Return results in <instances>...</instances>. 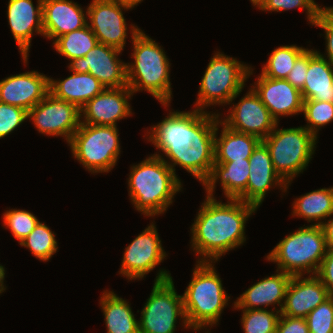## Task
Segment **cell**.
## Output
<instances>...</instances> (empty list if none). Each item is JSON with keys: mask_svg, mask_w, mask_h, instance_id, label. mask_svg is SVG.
<instances>
[{"mask_svg": "<svg viewBox=\"0 0 333 333\" xmlns=\"http://www.w3.org/2000/svg\"><path fill=\"white\" fill-rule=\"evenodd\" d=\"M194 109L191 112L172 111L160 123L147 131L148 141L164 152L161 157L175 172L179 165L191 173L202 184L209 177L214 164V138L217 122L216 113Z\"/></svg>", "mask_w": 333, "mask_h": 333, "instance_id": "cell-1", "label": "cell"}, {"mask_svg": "<svg viewBox=\"0 0 333 333\" xmlns=\"http://www.w3.org/2000/svg\"><path fill=\"white\" fill-rule=\"evenodd\" d=\"M227 203L207 197L192 224L191 247L199 254L198 262H217L245 241V223L258 209L239 199ZM209 258V259H208Z\"/></svg>", "mask_w": 333, "mask_h": 333, "instance_id": "cell-2", "label": "cell"}, {"mask_svg": "<svg viewBox=\"0 0 333 333\" xmlns=\"http://www.w3.org/2000/svg\"><path fill=\"white\" fill-rule=\"evenodd\" d=\"M134 63H127V84L133 93L144 90L168 107L172 99L170 62L162 47L133 24Z\"/></svg>", "mask_w": 333, "mask_h": 333, "instance_id": "cell-3", "label": "cell"}, {"mask_svg": "<svg viewBox=\"0 0 333 333\" xmlns=\"http://www.w3.org/2000/svg\"><path fill=\"white\" fill-rule=\"evenodd\" d=\"M128 178L130 200L136 210L151 217L166 212L174 195L181 188V181L161 157L150 155L131 166Z\"/></svg>", "mask_w": 333, "mask_h": 333, "instance_id": "cell-4", "label": "cell"}, {"mask_svg": "<svg viewBox=\"0 0 333 333\" xmlns=\"http://www.w3.org/2000/svg\"><path fill=\"white\" fill-rule=\"evenodd\" d=\"M214 265L213 262L197 261L192 280L182 295L187 323L195 331L216 325L228 305L230 296Z\"/></svg>", "mask_w": 333, "mask_h": 333, "instance_id": "cell-5", "label": "cell"}, {"mask_svg": "<svg viewBox=\"0 0 333 333\" xmlns=\"http://www.w3.org/2000/svg\"><path fill=\"white\" fill-rule=\"evenodd\" d=\"M327 245L321 225L300 227L281 240L266 256L277 264V270L291 276L317 274Z\"/></svg>", "mask_w": 333, "mask_h": 333, "instance_id": "cell-6", "label": "cell"}, {"mask_svg": "<svg viewBox=\"0 0 333 333\" xmlns=\"http://www.w3.org/2000/svg\"><path fill=\"white\" fill-rule=\"evenodd\" d=\"M253 69L235 58L215 52L200 82L195 109L210 105H229L243 90Z\"/></svg>", "mask_w": 333, "mask_h": 333, "instance_id": "cell-7", "label": "cell"}, {"mask_svg": "<svg viewBox=\"0 0 333 333\" xmlns=\"http://www.w3.org/2000/svg\"><path fill=\"white\" fill-rule=\"evenodd\" d=\"M274 130L262 142L269 150L275 171L287 183L285 192L296 175L308 166L317 138L305 126Z\"/></svg>", "mask_w": 333, "mask_h": 333, "instance_id": "cell-8", "label": "cell"}, {"mask_svg": "<svg viewBox=\"0 0 333 333\" xmlns=\"http://www.w3.org/2000/svg\"><path fill=\"white\" fill-rule=\"evenodd\" d=\"M68 144L74 158L92 174L111 171L121 152L117 126L81 123Z\"/></svg>", "mask_w": 333, "mask_h": 333, "instance_id": "cell-9", "label": "cell"}, {"mask_svg": "<svg viewBox=\"0 0 333 333\" xmlns=\"http://www.w3.org/2000/svg\"><path fill=\"white\" fill-rule=\"evenodd\" d=\"M172 279L169 271L162 269L157 273L150 297L138 320L142 333H175L178 317L183 320V327L190 329L185 316L183 296L177 294Z\"/></svg>", "mask_w": 333, "mask_h": 333, "instance_id": "cell-10", "label": "cell"}, {"mask_svg": "<svg viewBox=\"0 0 333 333\" xmlns=\"http://www.w3.org/2000/svg\"><path fill=\"white\" fill-rule=\"evenodd\" d=\"M37 130L47 136H62L69 143L81 124L80 109L48 93L43 100L28 111Z\"/></svg>", "mask_w": 333, "mask_h": 333, "instance_id": "cell-11", "label": "cell"}, {"mask_svg": "<svg viewBox=\"0 0 333 333\" xmlns=\"http://www.w3.org/2000/svg\"><path fill=\"white\" fill-rule=\"evenodd\" d=\"M122 50L98 43L84 57L71 60L70 71L89 73L105 88L128 86L126 64L118 58Z\"/></svg>", "mask_w": 333, "mask_h": 333, "instance_id": "cell-12", "label": "cell"}, {"mask_svg": "<svg viewBox=\"0 0 333 333\" xmlns=\"http://www.w3.org/2000/svg\"><path fill=\"white\" fill-rule=\"evenodd\" d=\"M156 225L152 222L126 248L119 273L128 280L142 279L166 257Z\"/></svg>", "mask_w": 333, "mask_h": 333, "instance_id": "cell-13", "label": "cell"}, {"mask_svg": "<svg viewBox=\"0 0 333 333\" xmlns=\"http://www.w3.org/2000/svg\"><path fill=\"white\" fill-rule=\"evenodd\" d=\"M228 112L229 115L221 120L225 126L236 132L256 136L260 140H264L277 125L252 87Z\"/></svg>", "mask_w": 333, "mask_h": 333, "instance_id": "cell-14", "label": "cell"}, {"mask_svg": "<svg viewBox=\"0 0 333 333\" xmlns=\"http://www.w3.org/2000/svg\"><path fill=\"white\" fill-rule=\"evenodd\" d=\"M87 7V21L91 23L88 22L87 25L98 42L123 51L128 36L122 10L132 8L107 0H92Z\"/></svg>", "mask_w": 333, "mask_h": 333, "instance_id": "cell-15", "label": "cell"}, {"mask_svg": "<svg viewBox=\"0 0 333 333\" xmlns=\"http://www.w3.org/2000/svg\"><path fill=\"white\" fill-rule=\"evenodd\" d=\"M133 94L128 86L105 88L80 109L81 118L83 116L84 119L81 123L117 126L118 120L132 115L128 100Z\"/></svg>", "mask_w": 333, "mask_h": 333, "instance_id": "cell-16", "label": "cell"}, {"mask_svg": "<svg viewBox=\"0 0 333 333\" xmlns=\"http://www.w3.org/2000/svg\"><path fill=\"white\" fill-rule=\"evenodd\" d=\"M49 78L38 71L9 76L0 81V102L29 111L49 93Z\"/></svg>", "mask_w": 333, "mask_h": 333, "instance_id": "cell-17", "label": "cell"}, {"mask_svg": "<svg viewBox=\"0 0 333 333\" xmlns=\"http://www.w3.org/2000/svg\"><path fill=\"white\" fill-rule=\"evenodd\" d=\"M254 84L253 90L277 123L280 116L302 113L301 91L286 79H271L260 74Z\"/></svg>", "mask_w": 333, "mask_h": 333, "instance_id": "cell-18", "label": "cell"}, {"mask_svg": "<svg viewBox=\"0 0 333 333\" xmlns=\"http://www.w3.org/2000/svg\"><path fill=\"white\" fill-rule=\"evenodd\" d=\"M329 297L326 286L316 274H309L307 278L303 275L292 276L286 290L281 315L306 318Z\"/></svg>", "mask_w": 333, "mask_h": 333, "instance_id": "cell-19", "label": "cell"}, {"mask_svg": "<svg viewBox=\"0 0 333 333\" xmlns=\"http://www.w3.org/2000/svg\"><path fill=\"white\" fill-rule=\"evenodd\" d=\"M35 8L32 0H9L7 7L8 23L11 33L21 52L23 62L27 64L33 31L43 33L42 3L37 0Z\"/></svg>", "mask_w": 333, "mask_h": 333, "instance_id": "cell-20", "label": "cell"}, {"mask_svg": "<svg viewBox=\"0 0 333 333\" xmlns=\"http://www.w3.org/2000/svg\"><path fill=\"white\" fill-rule=\"evenodd\" d=\"M248 160L250 174L246 187V203L258 208L270 188L277 185L285 192L287 183L275 171L269 150L262 141Z\"/></svg>", "mask_w": 333, "mask_h": 333, "instance_id": "cell-21", "label": "cell"}, {"mask_svg": "<svg viewBox=\"0 0 333 333\" xmlns=\"http://www.w3.org/2000/svg\"><path fill=\"white\" fill-rule=\"evenodd\" d=\"M43 33L49 39L58 37L87 26V11L71 0H43Z\"/></svg>", "mask_w": 333, "mask_h": 333, "instance_id": "cell-22", "label": "cell"}, {"mask_svg": "<svg viewBox=\"0 0 333 333\" xmlns=\"http://www.w3.org/2000/svg\"><path fill=\"white\" fill-rule=\"evenodd\" d=\"M276 273L259 280L243 292L234 302V309H267L265 307L277 304L281 312L292 276L279 270Z\"/></svg>", "mask_w": 333, "mask_h": 333, "instance_id": "cell-23", "label": "cell"}, {"mask_svg": "<svg viewBox=\"0 0 333 333\" xmlns=\"http://www.w3.org/2000/svg\"><path fill=\"white\" fill-rule=\"evenodd\" d=\"M249 160H235L213 164L209 177L202 184L207 197H214L216 182L219 181L227 199H239L246 203V187L249 177Z\"/></svg>", "mask_w": 333, "mask_h": 333, "instance_id": "cell-24", "label": "cell"}, {"mask_svg": "<svg viewBox=\"0 0 333 333\" xmlns=\"http://www.w3.org/2000/svg\"><path fill=\"white\" fill-rule=\"evenodd\" d=\"M300 91L303 100L333 103V63L317 50L308 49V70Z\"/></svg>", "mask_w": 333, "mask_h": 333, "instance_id": "cell-25", "label": "cell"}, {"mask_svg": "<svg viewBox=\"0 0 333 333\" xmlns=\"http://www.w3.org/2000/svg\"><path fill=\"white\" fill-rule=\"evenodd\" d=\"M63 80L49 78V93L81 109L89 100L100 94L105 86L89 73H76Z\"/></svg>", "mask_w": 333, "mask_h": 333, "instance_id": "cell-26", "label": "cell"}, {"mask_svg": "<svg viewBox=\"0 0 333 333\" xmlns=\"http://www.w3.org/2000/svg\"><path fill=\"white\" fill-rule=\"evenodd\" d=\"M222 125L220 137L217 138L218 126ZM258 137L229 129L221 120L217 122L214 138V162L225 163L249 159L254 149L261 142Z\"/></svg>", "mask_w": 333, "mask_h": 333, "instance_id": "cell-27", "label": "cell"}, {"mask_svg": "<svg viewBox=\"0 0 333 333\" xmlns=\"http://www.w3.org/2000/svg\"><path fill=\"white\" fill-rule=\"evenodd\" d=\"M100 305L107 333H134L139 329L138 320L135 319L130 304L113 291L103 292Z\"/></svg>", "mask_w": 333, "mask_h": 333, "instance_id": "cell-28", "label": "cell"}, {"mask_svg": "<svg viewBox=\"0 0 333 333\" xmlns=\"http://www.w3.org/2000/svg\"><path fill=\"white\" fill-rule=\"evenodd\" d=\"M294 200L292 215L307 222L318 221L315 225H321L333 214V187L314 190Z\"/></svg>", "mask_w": 333, "mask_h": 333, "instance_id": "cell-29", "label": "cell"}, {"mask_svg": "<svg viewBox=\"0 0 333 333\" xmlns=\"http://www.w3.org/2000/svg\"><path fill=\"white\" fill-rule=\"evenodd\" d=\"M53 41L54 49L70 61L84 57L99 43L88 25L82 29L66 33Z\"/></svg>", "mask_w": 333, "mask_h": 333, "instance_id": "cell-30", "label": "cell"}, {"mask_svg": "<svg viewBox=\"0 0 333 333\" xmlns=\"http://www.w3.org/2000/svg\"><path fill=\"white\" fill-rule=\"evenodd\" d=\"M308 48L296 45H286L275 48L270 54L261 74L271 79H286L295 65L296 60Z\"/></svg>", "mask_w": 333, "mask_h": 333, "instance_id": "cell-31", "label": "cell"}, {"mask_svg": "<svg viewBox=\"0 0 333 333\" xmlns=\"http://www.w3.org/2000/svg\"><path fill=\"white\" fill-rule=\"evenodd\" d=\"M27 247L32 254L40 261H48L57 252L58 245L55 239V233L50 228L38 222L31 233L19 243Z\"/></svg>", "mask_w": 333, "mask_h": 333, "instance_id": "cell-32", "label": "cell"}, {"mask_svg": "<svg viewBox=\"0 0 333 333\" xmlns=\"http://www.w3.org/2000/svg\"><path fill=\"white\" fill-rule=\"evenodd\" d=\"M243 311L241 323L244 333H276L281 316L279 309H239Z\"/></svg>", "mask_w": 333, "mask_h": 333, "instance_id": "cell-33", "label": "cell"}, {"mask_svg": "<svg viewBox=\"0 0 333 333\" xmlns=\"http://www.w3.org/2000/svg\"><path fill=\"white\" fill-rule=\"evenodd\" d=\"M302 112L307 121L306 129L316 138L321 127L333 121V103L303 100Z\"/></svg>", "mask_w": 333, "mask_h": 333, "instance_id": "cell-34", "label": "cell"}, {"mask_svg": "<svg viewBox=\"0 0 333 333\" xmlns=\"http://www.w3.org/2000/svg\"><path fill=\"white\" fill-rule=\"evenodd\" d=\"M38 222L37 217L25 209H9L3 213V225L10 229L19 243L31 233Z\"/></svg>", "mask_w": 333, "mask_h": 333, "instance_id": "cell-35", "label": "cell"}, {"mask_svg": "<svg viewBox=\"0 0 333 333\" xmlns=\"http://www.w3.org/2000/svg\"><path fill=\"white\" fill-rule=\"evenodd\" d=\"M305 319L310 333H331L333 330V296L319 304Z\"/></svg>", "mask_w": 333, "mask_h": 333, "instance_id": "cell-36", "label": "cell"}, {"mask_svg": "<svg viewBox=\"0 0 333 333\" xmlns=\"http://www.w3.org/2000/svg\"><path fill=\"white\" fill-rule=\"evenodd\" d=\"M320 7L314 0H265L262 5L258 8L262 11H288L291 9H303L307 13V19L313 26Z\"/></svg>", "mask_w": 333, "mask_h": 333, "instance_id": "cell-37", "label": "cell"}, {"mask_svg": "<svg viewBox=\"0 0 333 333\" xmlns=\"http://www.w3.org/2000/svg\"><path fill=\"white\" fill-rule=\"evenodd\" d=\"M28 119V111L0 102V139L12 133Z\"/></svg>", "mask_w": 333, "mask_h": 333, "instance_id": "cell-38", "label": "cell"}, {"mask_svg": "<svg viewBox=\"0 0 333 333\" xmlns=\"http://www.w3.org/2000/svg\"><path fill=\"white\" fill-rule=\"evenodd\" d=\"M325 31L327 59L333 63V7H322L313 23Z\"/></svg>", "mask_w": 333, "mask_h": 333, "instance_id": "cell-39", "label": "cell"}, {"mask_svg": "<svg viewBox=\"0 0 333 333\" xmlns=\"http://www.w3.org/2000/svg\"><path fill=\"white\" fill-rule=\"evenodd\" d=\"M308 70V49L296 60L294 67L287 75L286 80L297 89L304 87Z\"/></svg>", "mask_w": 333, "mask_h": 333, "instance_id": "cell-40", "label": "cell"}, {"mask_svg": "<svg viewBox=\"0 0 333 333\" xmlns=\"http://www.w3.org/2000/svg\"><path fill=\"white\" fill-rule=\"evenodd\" d=\"M276 333H310L305 318L281 315Z\"/></svg>", "mask_w": 333, "mask_h": 333, "instance_id": "cell-41", "label": "cell"}, {"mask_svg": "<svg viewBox=\"0 0 333 333\" xmlns=\"http://www.w3.org/2000/svg\"><path fill=\"white\" fill-rule=\"evenodd\" d=\"M316 275L326 286L328 294L333 296V247L327 248L326 255Z\"/></svg>", "mask_w": 333, "mask_h": 333, "instance_id": "cell-42", "label": "cell"}, {"mask_svg": "<svg viewBox=\"0 0 333 333\" xmlns=\"http://www.w3.org/2000/svg\"><path fill=\"white\" fill-rule=\"evenodd\" d=\"M333 215V214H332ZM327 248L333 247V219L321 224Z\"/></svg>", "mask_w": 333, "mask_h": 333, "instance_id": "cell-43", "label": "cell"}, {"mask_svg": "<svg viewBox=\"0 0 333 333\" xmlns=\"http://www.w3.org/2000/svg\"><path fill=\"white\" fill-rule=\"evenodd\" d=\"M117 4H122L130 8H134L138 3H141L143 0H107Z\"/></svg>", "mask_w": 333, "mask_h": 333, "instance_id": "cell-44", "label": "cell"}, {"mask_svg": "<svg viewBox=\"0 0 333 333\" xmlns=\"http://www.w3.org/2000/svg\"><path fill=\"white\" fill-rule=\"evenodd\" d=\"M5 273V267L0 264V294L6 290L4 287Z\"/></svg>", "mask_w": 333, "mask_h": 333, "instance_id": "cell-45", "label": "cell"}, {"mask_svg": "<svg viewBox=\"0 0 333 333\" xmlns=\"http://www.w3.org/2000/svg\"><path fill=\"white\" fill-rule=\"evenodd\" d=\"M252 4L256 7H260L265 0H250Z\"/></svg>", "mask_w": 333, "mask_h": 333, "instance_id": "cell-46", "label": "cell"}, {"mask_svg": "<svg viewBox=\"0 0 333 333\" xmlns=\"http://www.w3.org/2000/svg\"><path fill=\"white\" fill-rule=\"evenodd\" d=\"M134 333H142L139 329L137 331H135Z\"/></svg>", "mask_w": 333, "mask_h": 333, "instance_id": "cell-47", "label": "cell"}]
</instances>
